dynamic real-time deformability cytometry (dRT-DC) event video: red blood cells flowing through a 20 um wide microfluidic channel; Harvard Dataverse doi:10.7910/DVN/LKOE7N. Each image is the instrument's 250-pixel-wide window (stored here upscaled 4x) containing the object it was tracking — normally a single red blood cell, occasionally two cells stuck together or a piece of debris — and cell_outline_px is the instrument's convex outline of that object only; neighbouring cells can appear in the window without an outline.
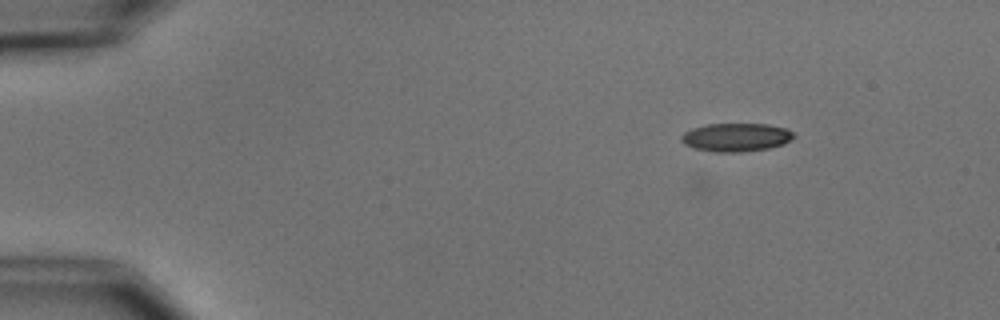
{"species": "common noctule bat (a hibernating species)", "species_latin": "Nyctalus noctula", "temperature_condition": "cold", "stored_images_in_passage": 7, "camera_frame_rate_fps": 3000, "um_per_image_px": 0.085, "animal": {"sex": "male", "body_mass_g": 15.6}, "frame": {"image": 1, "passage_image": 4, "time_ms": 3.333, "image_size_px": [1000, 320], "cell_outline_px": [[796, 136], [792, 140], [784, 144], [768, 148], [740, 152], [712, 152], [692, 148], [684, 144], [680, 140], [680, 136], [684, 132], [692, 128], [708, 124], [768, 124], [788, 128], [796, 132]], "centroid_in_image_um": [62.59, 11.67], "position_along_channel_um": 22.4, "area_um2": 18.96}}
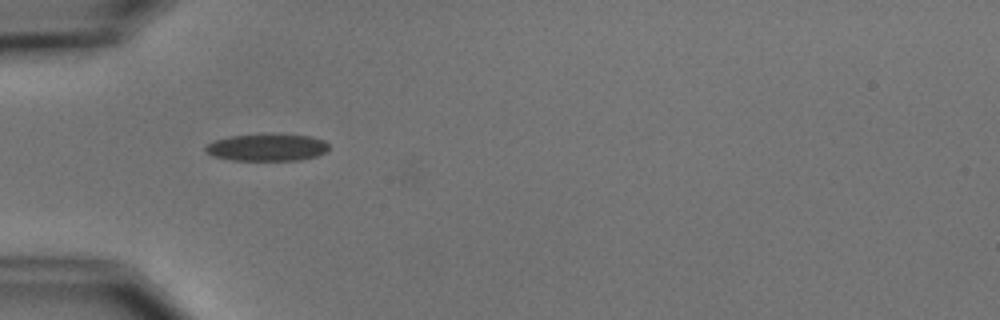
{"frame": {"image": 2, "passage_image": 7, "time_ms": 6.667, "image_size_px": [1000, 320], "cell_outline_px": [[328, 148], [324, 152], [316, 156], [300, 160], [232, 160], [212, 156], [204, 152], [204, 148], [212, 140], [228, 136], [260, 132], [312, 136], [324, 140], [328, 144]], "centroid_in_image_um": [22.64, 12.49], "position_along_channel_um": 62.4, "area_um2": 20.17}}